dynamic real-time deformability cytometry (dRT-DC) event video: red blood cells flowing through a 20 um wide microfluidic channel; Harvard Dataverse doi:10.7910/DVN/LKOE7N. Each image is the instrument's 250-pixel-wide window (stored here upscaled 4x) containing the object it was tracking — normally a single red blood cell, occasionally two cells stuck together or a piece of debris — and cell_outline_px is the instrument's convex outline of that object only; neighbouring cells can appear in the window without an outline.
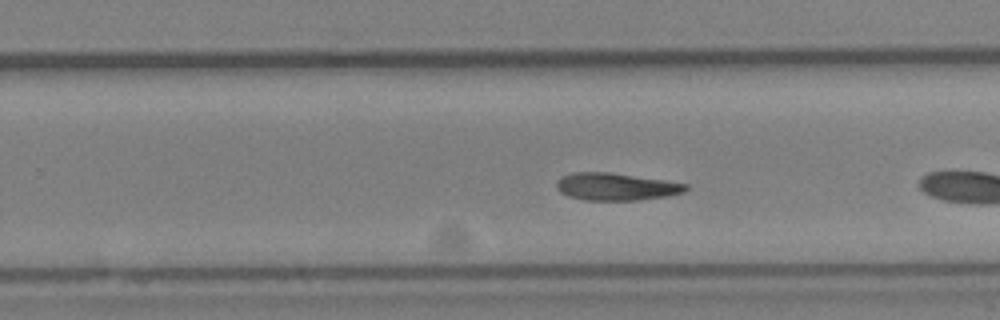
{"species": "Egyptian fruit bat (a non-hibernating species)", "species_latin": "Rousettus aegyptiacus", "temperature_condition": "cold", "stored_images_in_passage": 26, "camera_frame_rate_fps": 3000, "um_per_image_px": 0.085, "animal": {"sex": "female"}, "frame": {"image": 1, "passage_image": 15, "time_ms": 4.667, "image_size_px": [1000, 320], "cell_outline_px": [[688, 188], [684, 192], [668, 196], [640, 200], [584, 200], [568, 196], [560, 192], [556, 188], [556, 180], [572, 172], [608, 172], [664, 180], [688, 184]], "centroid_in_image_um": [52.35, 15.87], "position_along_channel_um": 277.4, "area_um2": 20.63}, "authors_computed_cell_mechanics": {"area_um2": 20.9814, "velocity_mm_per_s": 4.1007, "shape_relaxation_time_tau1_ms": 10.8688, "shape_relaxation_time_tau2_ms": null, "deformation_change_tau1": 0.2324, "deformation_change_tau2": null}}